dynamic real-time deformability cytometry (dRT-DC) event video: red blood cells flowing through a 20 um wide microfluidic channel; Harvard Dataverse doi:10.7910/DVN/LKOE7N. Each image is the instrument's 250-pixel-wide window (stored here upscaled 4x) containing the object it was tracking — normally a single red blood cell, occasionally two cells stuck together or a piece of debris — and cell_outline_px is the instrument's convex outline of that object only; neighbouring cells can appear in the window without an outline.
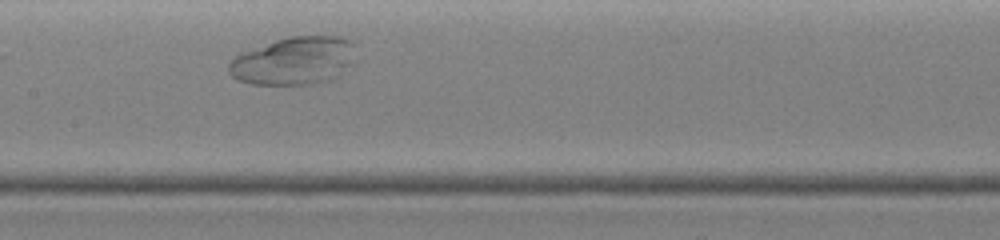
{"species": "common noctule bat (a hibernating species)", "species_latin": "Nyctalus noctula", "temperature_condition": "warm", "stored_images_in_passage": 22, "camera_frame_rate_fps": 3000, "um_per_image_px": 0.085, "animal": {"sex": "female", "body_mass_g": 19.0, "forearm_length_mm": 51.5}, "frame": {"image": 1, "passage_image": 9, "time_ms": 3.0, "image_size_px": [1000, 240], "cell_outline_px": [[356, 60], [352, 64], [332, 80], [320, 84], [252, 84], [236, 80], [228, 72], [228, 64], [236, 56], [244, 52], [276, 40], [292, 36], [336, 36], [352, 40], [356, 44]], "centroid_in_image_um": [25.06, 5.18], "position_along_channel_um": 182.3, "area_um2": 35.78}}
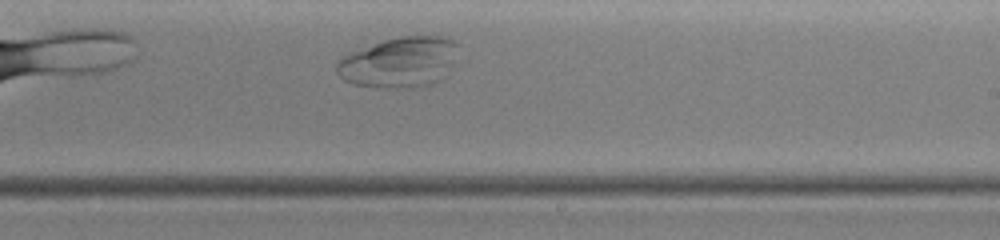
{"frame": {"image": 2, "passage_image": 14, "time_ms": 4.667, "image_size_px": [1000, 240], "cell_outline_px": [[460, 44], [444, 80], [420, 88], [384, 88], [352, 84], [344, 80], [336, 72], [336, 64], [348, 52], [384, 40], [404, 36], [448, 36]], "centroid_in_image_um": [33.98, 5.3], "position_along_channel_um": 255.0, "area_um2": 36.24}}